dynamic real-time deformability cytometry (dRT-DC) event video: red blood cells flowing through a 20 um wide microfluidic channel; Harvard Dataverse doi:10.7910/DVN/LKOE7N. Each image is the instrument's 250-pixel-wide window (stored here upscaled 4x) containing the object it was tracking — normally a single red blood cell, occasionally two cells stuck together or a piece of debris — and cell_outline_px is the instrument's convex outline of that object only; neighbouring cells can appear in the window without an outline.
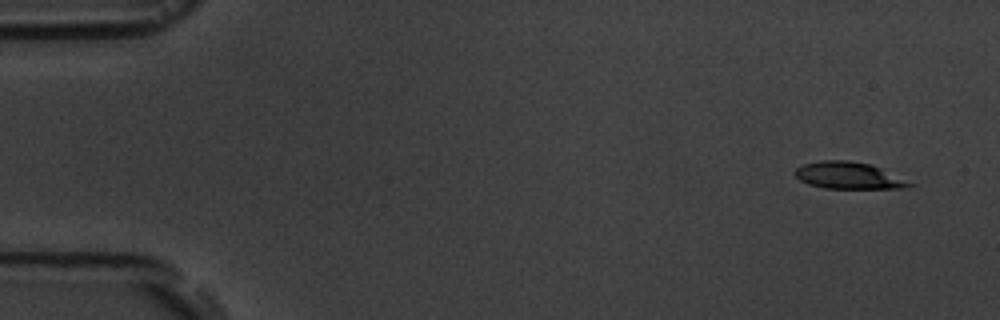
{"species": "common noctule bat (a hibernating species)", "species_latin": "Nyctalus noctula", "temperature_condition": "room temperature", "stored_images_in_passage": 3, "camera_frame_rate_fps": 3000, "um_per_image_px": 0.085, "animal": {"sex": "male", "body_mass_g": 19.5, "forearm_length_mm": 54.6}, "frame": {"image": 1, "passage_image": 1, "time_ms": 0.0, "image_size_px": [1000, 320], "cell_outline_px": [[916, 184], [904, 188], [824, 188], [808, 184], [800, 180], [792, 172], [796, 168], [804, 164], [820, 160], [848, 160], [872, 164]], "centroid_in_image_um": [72.11, 14.91], "position_along_channel_um": 12.9, "area_um2": 17.98}}